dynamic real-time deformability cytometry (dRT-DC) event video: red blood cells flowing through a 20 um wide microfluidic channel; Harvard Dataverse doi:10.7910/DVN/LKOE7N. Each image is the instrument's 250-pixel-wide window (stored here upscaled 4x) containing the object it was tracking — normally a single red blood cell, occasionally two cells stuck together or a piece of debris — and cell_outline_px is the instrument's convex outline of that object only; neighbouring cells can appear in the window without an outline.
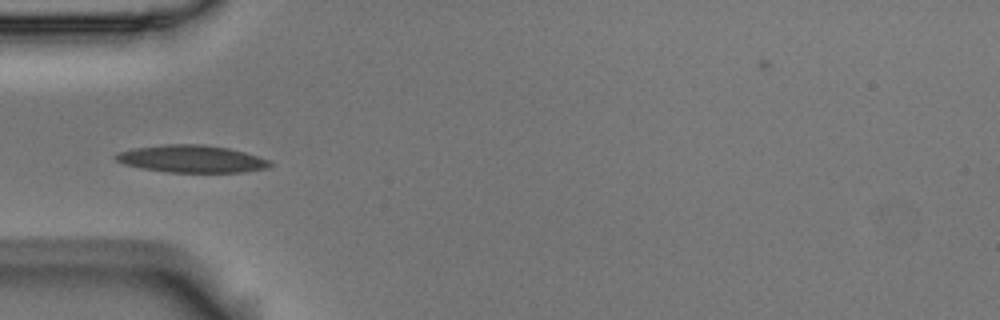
{"species": "Egyptian fruit bat (a non-hibernating species)", "species_latin": "Rousettus aegyptiacus", "temperature_condition": "room temperature", "stored_images_in_passage": 7, "camera_frame_rate_fps": 3000, "um_per_image_px": 0.085, "animal": {"sex": "male"}, "frame": {"image": 1, "passage_image": 3, "time_ms": 0.667, "image_size_px": [1000, 320], "cell_outline_px": [[272, 164], [268, 168], [244, 172], [168, 172], [140, 168], [124, 164], [116, 160], [112, 156], [116, 152], [132, 148], [160, 144], [204, 144], [228, 148], [244, 152], [272, 160]], "centroid_in_image_um": [16.26, 13.5], "position_along_channel_um": 68.7, "area_um2": 24.91}}
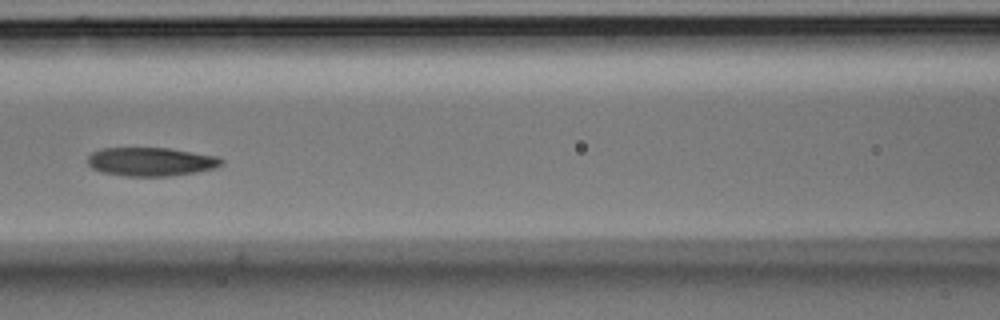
{"frame": {"image": 2, "passage_image": 5, "time_ms": 1.333, "image_size_px": [1000, 320], "cell_outline_px": [[224, 164], [216, 168], [196, 172], [168, 176], [124, 176], [104, 172], [92, 168], [88, 164], [88, 156], [92, 152], [100, 148], [168, 148], [220, 156], [224, 160]], "centroid_in_image_um": [12.88, 13.74], "position_along_channel_um": 153.7, "area_um2": 22.48}}
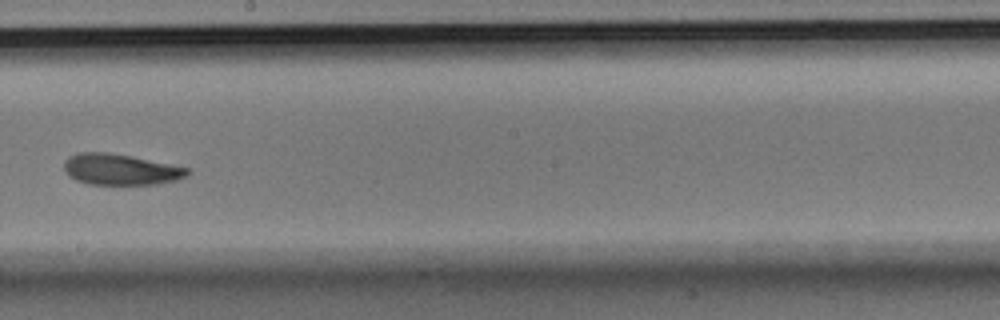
{"frame": {"image": 3, "passage_image": 7, "time_ms": 2.0, "image_size_px": [1000, 320], "cell_outline_px": [[192, 172], [188, 176], [176, 180], [156, 184], [88, 184], [76, 180], [64, 168], [64, 160], [68, 156], [76, 152], [108, 152], [132, 156], [172, 164], [188, 168]], "centroid_in_image_um": [10.27, 14.39], "position_along_channel_um": 237.9, "area_um2": 22.37}}